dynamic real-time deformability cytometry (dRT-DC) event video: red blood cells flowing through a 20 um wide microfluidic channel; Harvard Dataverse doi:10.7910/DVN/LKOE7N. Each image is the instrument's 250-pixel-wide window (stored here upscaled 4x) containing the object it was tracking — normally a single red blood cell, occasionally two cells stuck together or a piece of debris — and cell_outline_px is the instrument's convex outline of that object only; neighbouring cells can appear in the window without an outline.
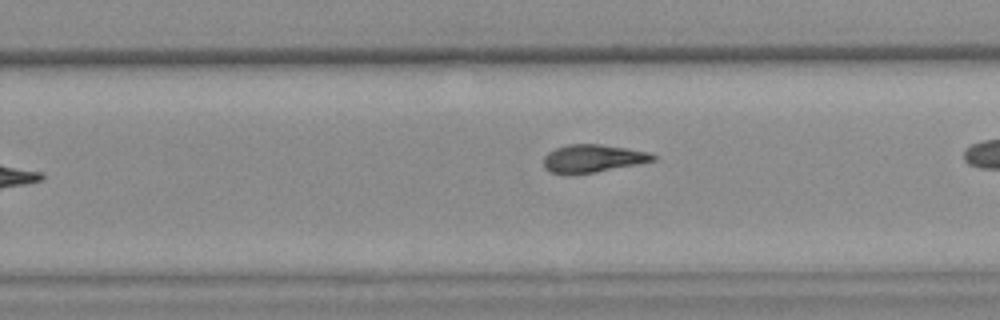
{"species": "common noctule bat (a hibernating species)", "species_latin": "Nyctalus noctula", "temperature_condition": "warm", "stored_images_in_passage": 23, "camera_frame_rate_fps": 3000, "um_per_image_px": 0.085, "animal": {"sex": "female", "body_mass_g": 25.1}, "frame": {"image": 1, "passage_image": 14, "time_ms": 4.333, "image_size_px": [1000, 320], "cell_outline_px": [[656, 160], [596, 172], [552, 172], [544, 168], [544, 156], [548, 152], [556, 148], [568, 144], [600, 144], [648, 152], [656, 156]], "centroid_in_image_um": [50.39, 13.44], "position_along_channel_um": 279.4, "area_um2": 17.17}}